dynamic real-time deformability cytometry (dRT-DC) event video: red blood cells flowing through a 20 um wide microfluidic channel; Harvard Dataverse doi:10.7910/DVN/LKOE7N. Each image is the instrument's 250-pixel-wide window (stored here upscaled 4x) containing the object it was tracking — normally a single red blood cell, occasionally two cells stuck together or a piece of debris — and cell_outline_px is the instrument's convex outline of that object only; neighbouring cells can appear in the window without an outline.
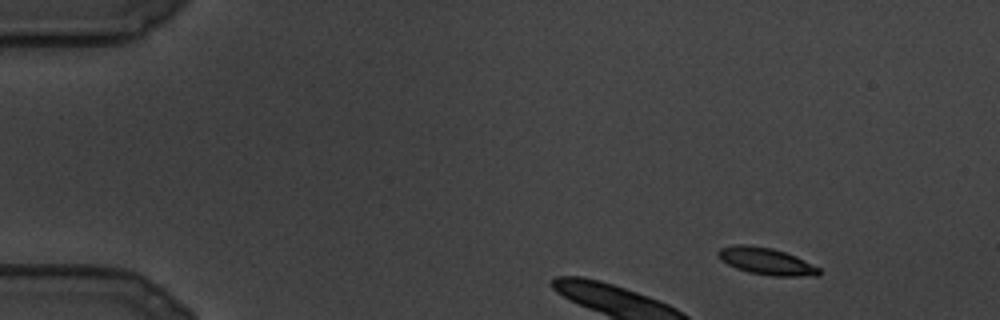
{"species": "common noctule bat (a hibernating species)", "species_latin": "Nyctalus noctula", "temperature_condition": "cold", "stored_images_in_passage": 10, "camera_frame_rate_fps": 3000, "um_per_image_px": 0.085, "animal": {"sex": "male", "body_mass_g": 19.5, "forearm_length_mm": 54.6}, "frame": {"image": 1, "passage_image": 1, "time_ms": 0.0, "image_size_px": [1000, 320], "cell_outline_px": [[820, 272], [816, 276], [772, 276], [748, 272], [736, 268], [720, 260], [716, 256], [716, 252], [720, 248], [732, 244], [744, 244], [772, 248], [796, 256], [820, 268]], "centroid_in_image_um": [65.08, 22.2], "position_along_channel_um": 19.9, "area_um2": 15.95}}